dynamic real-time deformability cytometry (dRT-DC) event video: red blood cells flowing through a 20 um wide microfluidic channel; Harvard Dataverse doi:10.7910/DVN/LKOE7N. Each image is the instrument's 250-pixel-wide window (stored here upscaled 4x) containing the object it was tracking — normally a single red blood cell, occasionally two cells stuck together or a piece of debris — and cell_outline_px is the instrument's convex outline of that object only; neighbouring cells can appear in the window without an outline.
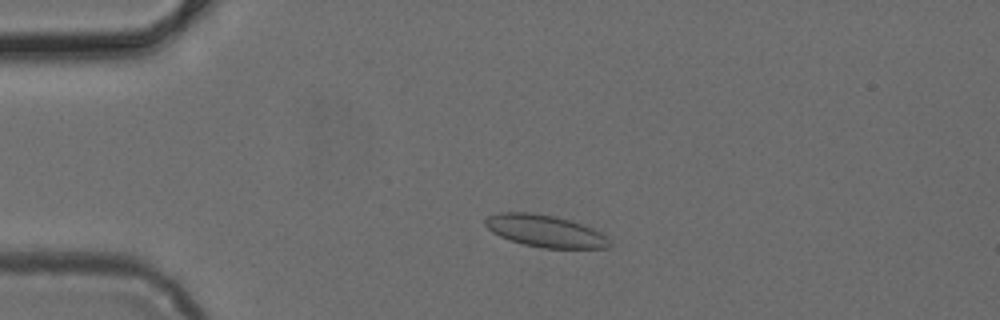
{"species": "common noctule bat (a hibernating species)", "species_latin": "Nyctalus noctula", "temperature_condition": "cold", "stored_images_in_passage": 47, "camera_frame_rate_fps": 3000, "um_per_image_px": 0.085, "animal": {"sex": "female", "body_mass_g": 24.6, "forearm_length_mm": 56.2}, "frame": {"image": 1, "passage_image": 8, "time_ms": 2.333, "image_size_px": [1000, 320], "cell_outline_px": [[612, 244], [608, 248], [544, 248], [524, 244], [500, 236], [492, 232], [484, 224], [484, 220], [488, 216], [500, 212], [528, 212], [556, 216], [592, 228], [600, 232]], "centroid_in_image_um": [46.31, 19.63], "position_along_channel_um": 38.7, "area_um2": 22.95}}
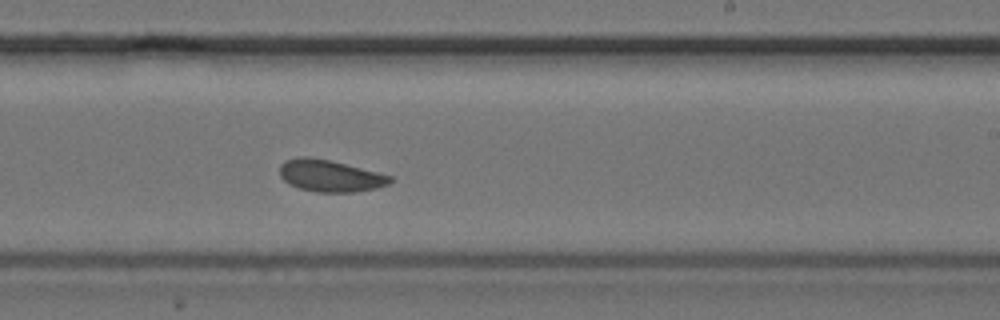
{"frame": {"image": 2, "passage_image": 27, "time_ms": 8.667, "image_size_px": [1000, 320], "cell_outline_px": [[392, 180], [388, 184], [376, 188], [352, 192], [316, 192], [300, 188], [288, 184], [280, 176], [280, 164], [284, 160], [300, 156], [308, 156], [328, 160], [392, 176]], "centroid_in_image_um": [28.0, 14.94], "position_along_channel_um": 261.0, "area_um2": 20.29}}
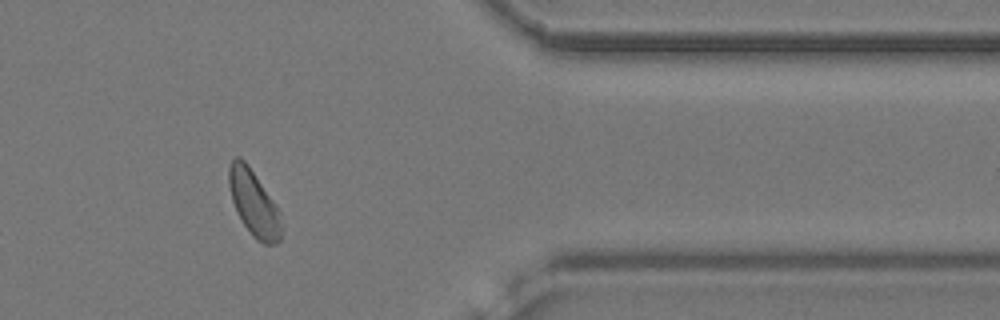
{"frame": {"image": 3, "passage_image": 38, "time_ms": 12.333, "image_size_px": [1000, 320], "cell_outline_px": [[280, 240], [276, 244], [264, 244], [256, 240], [252, 236], [244, 224], [232, 200], [228, 184], [228, 168], [232, 160], [236, 156], [240, 156], [248, 164], [276, 204], [280, 212]], "centroid_in_image_um": [21.57, 17.25], "position_along_channel_um": 389.8, "area_um2": 19.94}}